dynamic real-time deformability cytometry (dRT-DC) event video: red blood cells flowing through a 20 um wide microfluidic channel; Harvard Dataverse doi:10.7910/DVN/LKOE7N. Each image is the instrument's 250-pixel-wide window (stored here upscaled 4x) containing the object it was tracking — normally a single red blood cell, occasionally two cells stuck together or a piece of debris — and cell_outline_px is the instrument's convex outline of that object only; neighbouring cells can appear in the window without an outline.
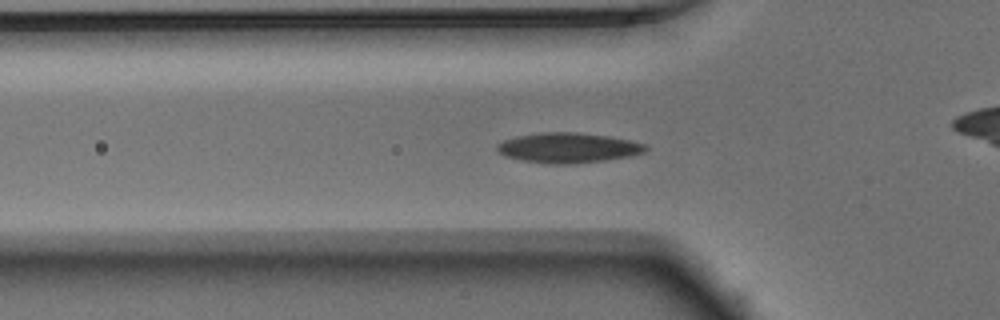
{"species": "Egyptian fruit bat (a non-hibernating species)", "species_latin": "Rousettus aegyptiacus", "temperature_condition": "warm", "stored_images_in_passage": 45, "camera_frame_rate_fps": 3000, "um_per_image_px": 0.085, "animal": {"sex": "male"}, "frame": {"image": 1, "passage_image": 14, "time_ms": 4.333, "image_size_px": [1000, 320], "cell_outline_px": [[648, 148], [644, 152], [632, 156], [604, 160], [572, 164], [548, 164], [524, 160], [504, 156], [496, 148], [496, 144], [504, 140], [516, 136], [540, 132], [576, 132], [608, 136], [628, 140], [644, 144]], "centroid_in_image_um": [48.27, 12.56], "position_along_channel_um": 77.5, "area_um2": 25.95}}
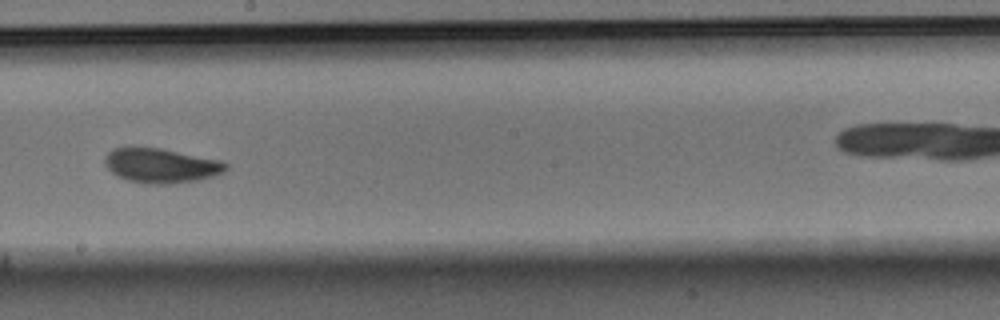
{"frame": {"image": 2, "passage_image": 26, "time_ms": 8.333, "image_size_px": [1000, 320], "cell_outline_px": [[228, 168], [224, 172], [200, 180], [168, 184], [144, 184], [128, 180], [116, 176], [104, 164], [104, 160], [108, 152], [112, 148], [160, 148], [224, 160], [228, 164]], "centroid_in_image_um": [13.73, 14.08], "position_along_channel_um": 234.5, "area_um2": 24.57}}
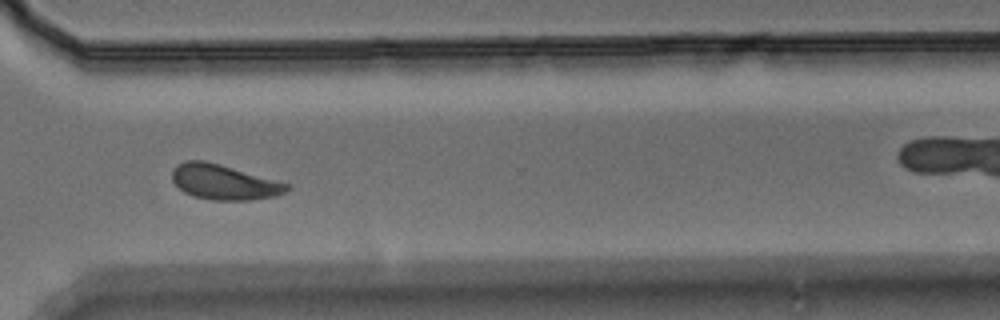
{"frame": {"image": 3, "passage_image": 35, "time_ms": 11.333, "image_size_px": [1000, 320], "cell_outline_px": [[292, 188], [276, 196], [248, 200], [212, 200], [196, 196], [184, 192], [172, 180], [172, 168], [176, 164], [188, 160], [204, 160], [220, 164], [288, 184]], "centroid_in_image_um": [19.0, 15.47], "position_along_channel_um": 351.6, "area_um2": 23.18}, "authors_computed_cell_mechanics": {"area_um2": 23.8136, "velocity_mm_per_s": 3.9036, "shape_relaxation_time_tau1_ms": 2.7667, "shape_relaxation_time_tau2_ms": 2.2641, "deformation_change_tau1": 0.1058, "deformation_change_tau2": 0.0737}}